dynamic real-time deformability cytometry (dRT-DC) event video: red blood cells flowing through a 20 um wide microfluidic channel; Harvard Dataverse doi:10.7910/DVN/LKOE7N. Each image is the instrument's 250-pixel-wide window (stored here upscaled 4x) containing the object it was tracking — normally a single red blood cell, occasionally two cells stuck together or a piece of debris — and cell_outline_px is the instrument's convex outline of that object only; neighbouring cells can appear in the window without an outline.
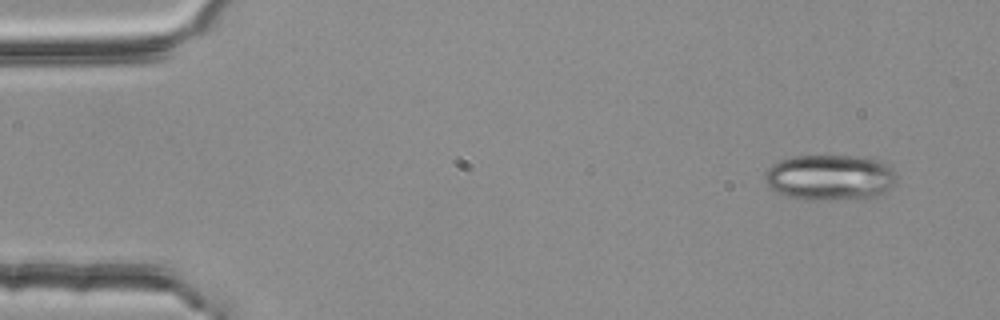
{"species": "common noctule bat (a hibernating species)", "species_latin": "Nyctalus noctula", "temperature_condition": "room temperature", "stored_images_in_passage": 4, "camera_frame_rate_fps": 3000, "um_per_image_px": 0.085, "animal": {"sex": "female", "body_mass_g": 25.1}, "frame": {"image": 1, "passage_image": 1, "time_ms": 0.0, "image_size_px": [1000, 320], "cell_outline_px": [[896, 180], [884, 192], [876, 196], [804, 200], [788, 196], [768, 188], [764, 180], [764, 172], [772, 164], [780, 160], [792, 156], [868, 156], [884, 160], [892, 168]], "centroid_in_image_um": [70.51, 15.04], "position_along_channel_um": 14.5, "area_um2": 35.08}}